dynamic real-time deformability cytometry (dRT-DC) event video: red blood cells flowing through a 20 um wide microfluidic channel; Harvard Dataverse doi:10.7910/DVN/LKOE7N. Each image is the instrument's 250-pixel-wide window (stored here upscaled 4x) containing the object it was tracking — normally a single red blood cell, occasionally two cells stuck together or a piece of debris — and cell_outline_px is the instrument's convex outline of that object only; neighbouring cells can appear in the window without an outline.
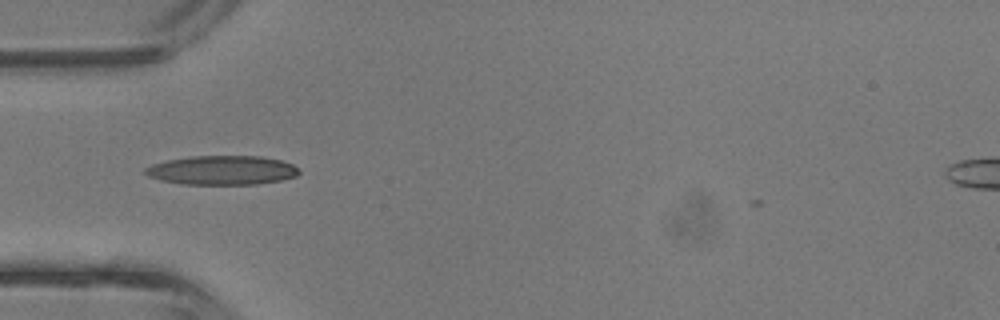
{"species": "common noctule bat (a hibernating species)", "species_latin": "Nyctalus noctula", "temperature_condition": "room temperature", "stored_images_in_passage": 19, "camera_frame_rate_fps": 3000, "um_per_image_px": 0.085, "animal": {"sex": "male", "body_mass_g": 13.3}, "frame": {"image": 1, "passage_image": 2, "time_ms": 0.333, "image_size_px": [1000, 320], "cell_outline_px": [[300, 172], [296, 176], [280, 180], [256, 184], [180, 184], [160, 180], [148, 176], [144, 172], [144, 168], [152, 164], [168, 160], [192, 156], [260, 156], [280, 160], [292, 164]], "centroid_in_image_um": [18.84, 14.47], "position_along_channel_um": 66.2, "area_um2": 26.01}}
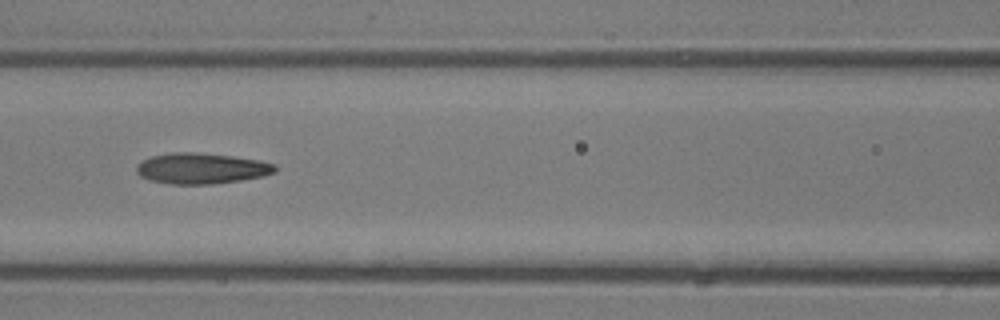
{"frame": {"image": 2, "passage_image": 7, "time_ms": 2.0, "image_size_px": [1000, 320], "cell_outline_px": [[276, 172], [264, 176], [240, 180], [212, 184], [168, 184], [148, 180], [140, 176], [136, 172], [136, 164], [152, 156], [172, 152], [196, 152], [232, 156], [260, 160], [276, 164]], "centroid_in_image_um": [17.11, 14.31], "position_along_channel_um": 149.5, "area_um2": 25.03}}
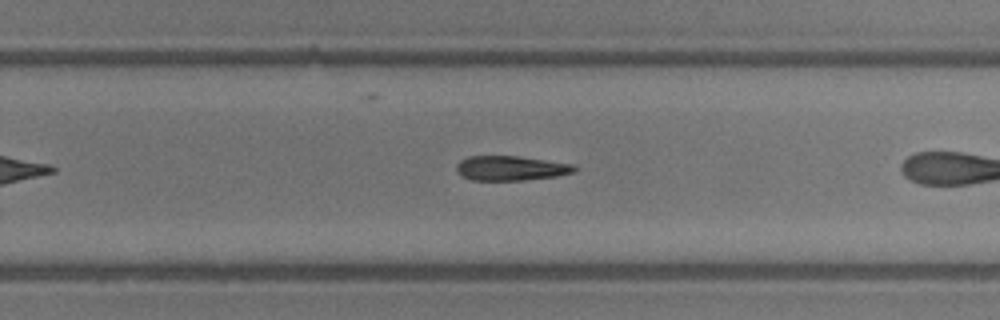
{"frame": {"image": 3, "passage_image": 13, "time_ms": 4.0, "image_size_px": [1000, 320], "cell_outline_px": [[576, 172], [556, 176], [524, 180], [472, 180], [456, 172], [456, 164], [460, 160], [468, 156], [516, 156], [572, 164], [576, 168]], "centroid_in_image_um": [43.39, 14.29], "position_along_channel_um": 286.4, "area_um2": 16.82}}